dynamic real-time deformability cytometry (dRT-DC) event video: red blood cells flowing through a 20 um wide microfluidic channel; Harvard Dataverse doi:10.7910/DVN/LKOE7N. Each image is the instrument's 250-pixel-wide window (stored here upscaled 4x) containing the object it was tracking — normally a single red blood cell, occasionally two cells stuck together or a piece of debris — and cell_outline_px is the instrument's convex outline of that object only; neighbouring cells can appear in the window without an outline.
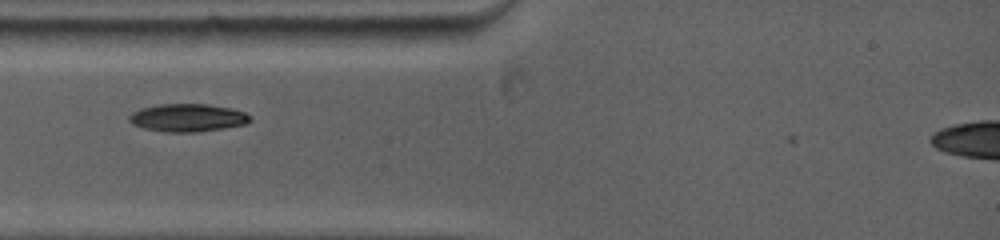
{"species": "common noctule bat (a hibernating species)", "species_latin": "Nyctalus noctula", "temperature_condition": "warm", "stored_images_in_passage": 4, "camera_frame_rate_fps": 5000, "um_per_image_px": 0.085, "animal": {"sex": "female", "body_mass_g": 19.0, "forearm_length_mm": 53.3}, "frame": {"image": 1, "passage_image": 1, "time_ms": 0.0, "image_size_px": [1000, 240], "cell_outline_px": [[252, 120], [248, 124], [200, 132], [164, 132], [144, 128], [132, 124], [128, 120], [128, 116], [132, 112], [140, 108], [160, 104], [208, 104], [232, 108], [244, 112]], "centroid_in_image_um": [15.94, 10.01], "position_along_channel_um": 69.1, "area_um2": 19.83}}
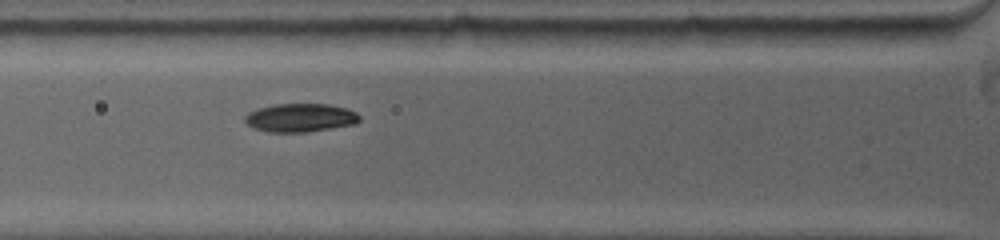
{"frame": {"image": 2, "passage_image": 3, "time_ms": 0.8, "image_size_px": [1000, 240], "cell_outline_px": [[360, 120], [356, 124], [308, 132], [268, 132], [252, 128], [244, 120], [244, 116], [248, 112], [272, 104], [328, 104], [348, 108], [356, 112], [360, 116]], "centroid_in_image_um": [25.54, 10.01], "position_along_channel_um": 100.3, "area_um2": 19.19}}